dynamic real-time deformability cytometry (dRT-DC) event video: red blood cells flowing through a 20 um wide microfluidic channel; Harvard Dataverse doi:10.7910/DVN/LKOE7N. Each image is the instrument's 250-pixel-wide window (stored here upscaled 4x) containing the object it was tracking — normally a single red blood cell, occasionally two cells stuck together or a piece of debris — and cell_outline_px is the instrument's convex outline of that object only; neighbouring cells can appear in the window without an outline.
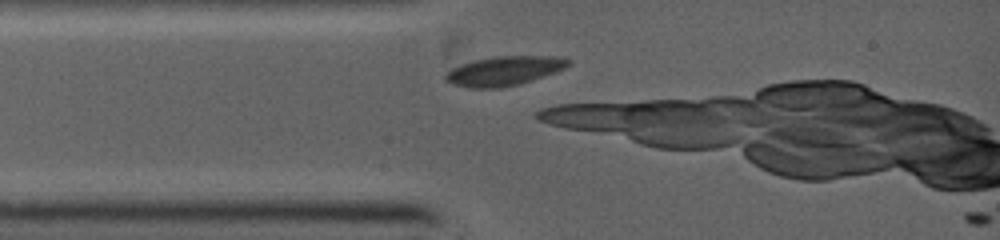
{"species": "common noctule bat (a hibernating species)", "species_latin": "Nyctalus noctula", "temperature_condition": "warm", "stored_images_in_passage": 2, "camera_frame_rate_fps": 5000, "um_per_image_px": 0.085, "animal": {"sex": "female", "body_mass_g": 19.0, "forearm_length_mm": 53.3}, "frame": {"image": 1, "passage_image": 1, "time_ms": 0.0, "image_size_px": [1000, 240], "cell_outline_px": [[572, 60], [564, 68], [556, 72], [520, 84], [500, 88], [468, 88], [452, 84], [444, 80], [444, 76], [452, 68], [460, 64], [472, 60], [496, 56], [556, 56]], "centroid_in_image_um": [42.82, 6.03], "position_along_channel_um": 42.2, "area_um2": 21.1}}